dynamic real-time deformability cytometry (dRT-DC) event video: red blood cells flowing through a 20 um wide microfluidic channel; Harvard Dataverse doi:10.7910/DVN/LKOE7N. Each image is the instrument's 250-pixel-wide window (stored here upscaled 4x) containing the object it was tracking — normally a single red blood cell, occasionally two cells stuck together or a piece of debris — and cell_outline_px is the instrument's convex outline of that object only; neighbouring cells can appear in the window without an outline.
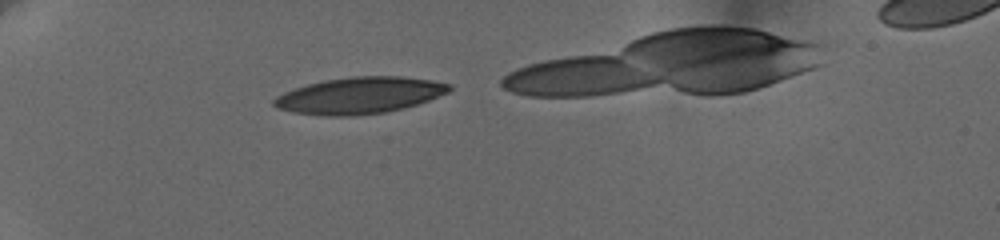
{"species": "human", "species_latin": "Homo sapiens", "temperature_condition": "cold", "stored_images_in_passage": 30, "camera_frame_rate_fps": 3000, "um_per_image_px": 0.085, "donor": {"sex": "female"}, "frame": {"image": 1, "passage_image": 5, "time_ms": 2.0, "image_size_px": [1000, 240], "cell_outline_px": [[452, 88], [448, 92], [428, 100], [404, 108], [384, 112], [352, 116], [320, 116], [292, 112], [276, 108], [272, 104], [272, 100], [276, 96], [284, 92], [308, 84], [324, 80], [352, 76], [400, 76], [432, 80], [452, 84]], "centroid_in_image_um": [30.53, 8.11], "position_along_channel_um": 54.5, "area_um2": 37.4}}
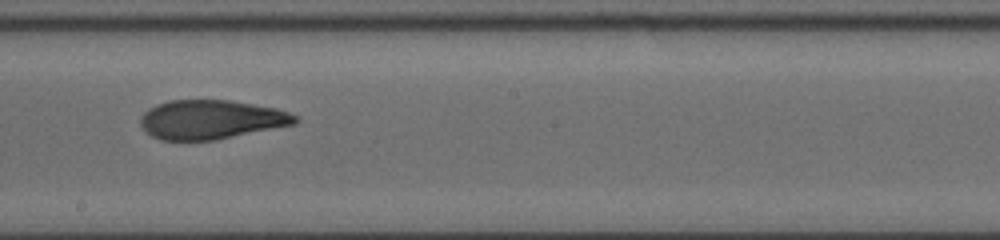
{"frame": {"image": 2, "passage_image": 17, "time_ms": 7.667, "image_size_px": [1000, 240], "cell_outline_px": [[300, 120], [296, 124], [216, 140], [160, 140], [152, 136], [140, 124], [140, 116], [148, 108], [156, 104], [168, 100], [228, 100], [276, 108], [288, 112], [296, 116]], "centroid_in_image_um": [17.94, 10.16], "position_along_channel_um": 230.3, "area_um2": 35.32}}
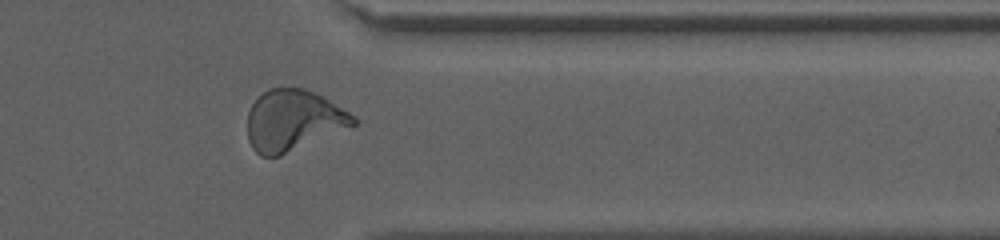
{"frame": {"image": 3, "passage_image": 26, "time_ms": 12.0, "image_size_px": [1000, 240], "cell_outline_px": [[356, 124], [280, 156], [260, 156], [252, 148], [248, 140], [248, 112], [252, 104], [268, 88], [304, 88], [328, 100], [356, 116]], "centroid_in_image_um": [24.89, 10.24], "position_along_channel_um": 386.5, "area_um2": 37.11}, "authors_computed_cell_mechanics": {"area_um2": 36.7608, "velocity_mm_per_s": 3.6488, "shape_relaxation_time_tau1_ms": null, "shape_relaxation_time_tau2_ms": 1.8316, "deformation_change_tau1": null, "deformation_change_tau2": 0.09}}